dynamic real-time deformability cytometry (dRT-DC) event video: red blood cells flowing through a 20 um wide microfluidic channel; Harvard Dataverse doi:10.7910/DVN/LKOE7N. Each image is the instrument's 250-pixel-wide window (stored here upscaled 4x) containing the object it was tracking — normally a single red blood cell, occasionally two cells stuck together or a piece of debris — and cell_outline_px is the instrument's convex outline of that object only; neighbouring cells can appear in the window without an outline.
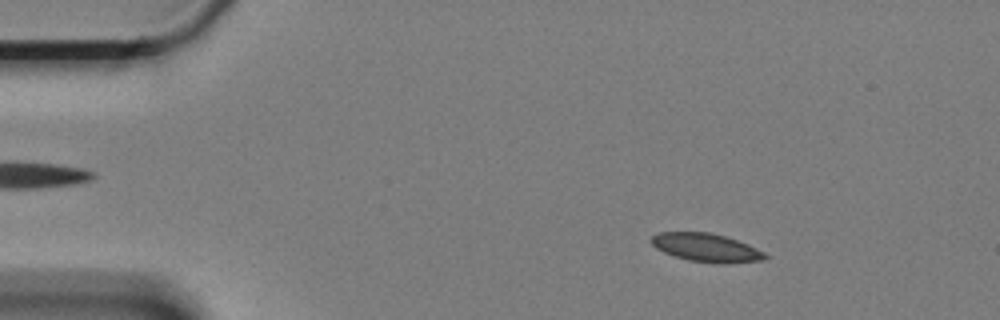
{"species": "Egyptian fruit bat (a non-hibernating species)", "species_latin": "Rousettus aegyptiacus", "temperature_condition": "cold", "stored_images_in_passage": 52, "camera_frame_rate_fps": 3000, "um_per_image_px": 0.085, "animal": {"sex": "female"}, "frame": {"image": 1, "passage_image": 1, "time_ms": 0.0, "image_size_px": [1000, 320], "cell_outline_px": [[768, 260], [728, 264], [716, 264], [688, 260], [664, 252], [656, 248], [648, 240], [656, 232], [712, 232], [748, 244], [764, 252], [768, 256]], "centroid_in_image_um": [60.05, 21.06], "position_along_channel_um": 24.9, "area_um2": 19.13}}
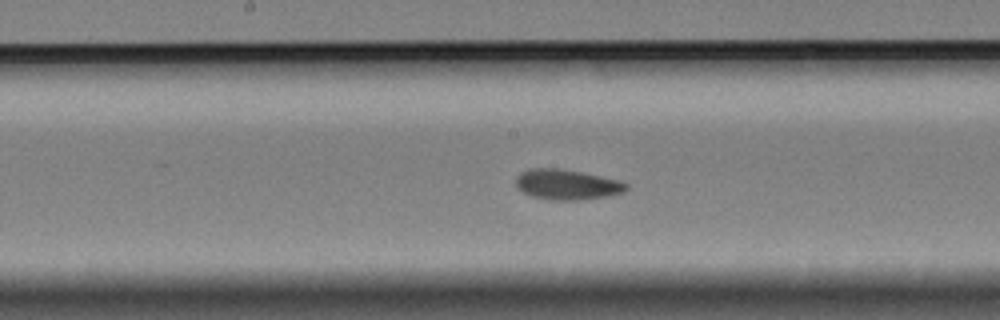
{"frame": {"image": 2, "passage_image": 23, "time_ms": 7.333, "image_size_px": [1000, 320], "cell_outline_px": [[628, 188], [624, 192], [584, 200], [548, 200], [532, 196], [524, 192], [516, 184], [516, 176], [520, 172], [532, 168], [556, 168], [580, 172], [600, 176], [616, 180], [628, 184]], "centroid_in_image_um": [48.17, 15.69], "position_along_channel_um": 200.0, "area_um2": 19.25}}
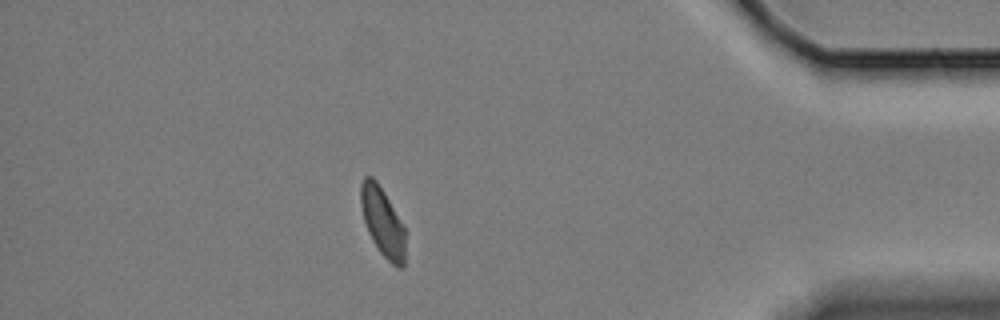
{"frame": {"image": 3, "passage_image": 45, "time_ms": 14.667, "image_size_px": [1000, 320], "cell_outline_px": [[404, 268], [396, 268], [380, 252], [372, 240], [368, 232], [364, 220], [360, 204], [360, 184], [364, 176], [372, 176], [376, 180], [384, 192], [404, 228]], "centroid_in_image_um": [32.49, 18.86], "position_along_channel_um": 402.7, "area_um2": 17.63}, "authors_computed_cell_mechanics": {"area_um2": 19.0451, "velocity_mm_per_s": 3.3115, "shape_relaxation_time_tau1_ms": 3.9311, "shape_relaxation_time_tau2_ms": 1.6632, "deformation_change_tau1": 0.1007, "deformation_change_tau2": 0.0565}}